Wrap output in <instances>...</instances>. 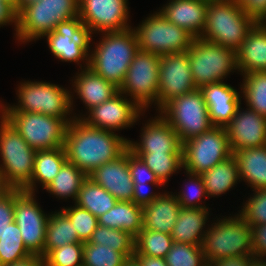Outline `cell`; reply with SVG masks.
Masks as SVG:
<instances>
[{"instance_id": "obj_25", "label": "cell", "mask_w": 266, "mask_h": 266, "mask_svg": "<svg viewBox=\"0 0 266 266\" xmlns=\"http://www.w3.org/2000/svg\"><path fill=\"white\" fill-rule=\"evenodd\" d=\"M180 209L181 206L175 195L160 194L150 204L142 207V229L170 234Z\"/></svg>"}, {"instance_id": "obj_2", "label": "cell", "mask_w": 266, "mask_h": 266, "mask_svg": "<svg viewBox=\"0 0 266 266\" xmlns=\"http://www.w3.org/2000/svg\"><path fill=\"white\" fill-rule=\"evenodd\" d=\"M89 57V68L120 88L136 52L139 50L134 29L105 32Z\"/></svg>"}, {"instance_id": "obj_26", "label": "cell", "mask_w": 266, "mask_h": 266, "mask_svg": "<svg viewBox=\"0 0 266 266\" xmlns=\"http://www.w3.org/2000/svg\"><path fill=\"white\" fill-rule=\"evenodd\" d=\"M74 83L76 89L74 91L89 110L111 99L119 92L118 87L87 66L76 76Z\"/></svg>"}, {"instance_id": "obj_40", "label": "cell", "mask_w": 266, "mask_h": 266, "mask_svg": "<svg viewBox=\"0 0 266 266\" xmlns=\"http://www.w3.org/2000/svg\"><path fill=\"white\" fill-rule=\"evenodd\" d=\"M128 258L100 244L83 243V266H123Z\"/></svg>"}, {"instance_id": "obj_41", "label": "cell", "mask_w": 266, "mask_h": 266, "mask_svg": "<svg viewBox=\"0 0 266 266\" xmlns=\"http://www.w3.org/2000/svg\"><path fill=\"white\" fill-rule=\"evenodd\" d=\"M167 266H206L202 245L174 242L164 257Z\"/></svg>"}, {"instance_id": "obj_50", "label": "cell", "mask_w": 266, "mask_h": 266, "mask_svg": "<svg viewBox=\"0 0 266 266\" xmlns=\"http://www.w3.org/2000/svg\"><path fill=\"white\" fill-rule=\"evenodd\" d=\"M147 184H134L133 187V199L132 202H134L136 205L143 207L146 206L147 204H150L154 199H156L160 193L158 194H153L152 193H145V186Z\"/></svg>"}, {"instance_id": "obj_9", "label": "cell", "mask_w": 266, "mask_h": 266, "mask_svg": "<svg viewBox=\"0 0 266 266\" xmlns=\"http://www.w3.org/2000/svg\"><path fill=\"white\" fill-rule=\"evenodd\" d=\"M189 63L196 88L223 81L237 69L236 52L228 47L194 38L188 49Z\"/></svg>"}, {"instance_id": "obj_47", "label": "cell", "mask_w": 266, "mask_h": 266, "mask_svg": "<svg viewBox=\"0 0 266 266\" xmlns=\"http://www.w3.org/2000/svg\"><path fill=\"white\" fill-rule=\"evenodd\" d=\"M18 188H4L0 191V238L7 225L14 221L15 193Z\"/></svg>"}, {"instance_id": "obj_51", "label": "cell", "mask_w": 266, "mask_h": 266, "mask_svg": "<svg viewBox=\"0 0 266 266\" xmlns=\"http://www.w3.org/2000/svg\"><path fill=\"white\" fill-rule=\"evenodd\" d=\"M253 257L250 256H230L215 260L211 266H250Z\"/></svg>"}, {"instance_id": "obj_20", "label": "cell", "mask_w": 266, "mask_h": 266, "mask_svg": "<svg viewBox=\"0 0 266 266\" xmlns=\"http://www.w3.org/2000/svg\"><path fill=\"white\" fill-rule=\"evenodd\" d=\"M141 143L128 140V150L132 153H182V142L172 126L158 116L142 129Z\"/></svg>"}, {"instance_id": "obj_19", "label": "cell", "mask_w": 266, "mask_h": 266, "mask_svg": "<svg viewBox=\"0 0 266 266\" xmlns=\"http://www.w3.org/2000/svg\"><path fill=\"white\" fill-rule=\"evenodd\" d=\"M225 128L233 154L244 148L266 146V118L252 109L241 112L239 106Z\"/></svg>"}, {"instance_id": "obj_59", "label": "cell", "mask_w": 266, "mask_h": 266, "mask_svg": "<svg viewBox=\"0 0 266 266\" xmlns=\"http://www.w3.org/2000/svg\"><path fill=\"white\" fill-rule=\"evenodd\" d=\"M3 189H4V187H3L2 183H1V180H0V191L3 190Z\"/></svg>"}, {"instance_id": "obj_14", "label": "cell", "mask_w": 266, "mask_h": 266, "mask_svg": "<svg viewBox=\"0 0 266 266\" xmlns=\"http://www.w3.org/2000/svg\"><path fill=\"white\" fill-rule=\"evenodd\" d=\"M91 34L89 27L77 16L60 22L45 37L47 36L49 49L56 58L65 62H79L86 58V65L89 67Z\"/></svg>"}, {"instance_id": "obj_34", "label": "cell", "mask_w": 266, "mask_h": 266, "mask_svg": "<svg viewBox=\"0 0 266 266\" xmlns=\"http://www.w3.org/2000/svg\"><path fill=\"white\" fill-rule=\"evenodd\" d=\"M87 177L83 171L67 161L45 189L59 198L72 197L76 201L82 183Z\"/></svg>"}, {"instance_id": "obj_13", "label": "cell", "mask_w": 266, "mask_h": 266, "mask_svg": "<svg viewBox=\"0 0 266 266\" xmlns=\"http://www.w3.org/2000/svg\"><path fill=\"white\" fill-rule=\"evenodd\" d=\"M161 56L138 50L128 67L119 92L126 93L144 110L157 101Z\"/></svg>"}, {"instance_id": "obj_38", "label": "cell", "mask_w": 266, "mask_h": 266, "mask_svg": "<svg viewBox=\"0 0 266 266\" xmlns=\"http://www.w3.org/2000/svg\"><path fill=\"white\" fill-rule=\"evenodd\" d=\"M243 76L241 88L247 107L266 118V72H251Z\"/></svg>"}, {"instance_id": "obj_53", "label": "cell", "mask_w": 266, "mask_h": 266, "mask_svg": "<svg viewBox=\"0 0 266 266\" xmlns=\"http://www.w3.org/2000/svg\"><path fill=\"white\" fill-rule=\"evenodd\" d=\"M141 266H167L164 258L150 257L144 255H134Z\"/></svg>"}, {"instance_id": "obj_30", "label": "cell", "mask_w": 266, "mask_h": 266, "mask_svg": "<svg viewBox=\"0 0 266 266\" xmlns=\"http://www.w3.org/2000/svg\"><path fill=\"white\" fill-rule=\"evenodd\" d=\"M66 162L67 157L64 147L53 150H37L33 167V175L29 183L22 190L34 193V186L35 183H37L35 181L42 183V187L46 188Z\"/></svg>"}, {"instance_id": "obj_12", "label": "cell", "mask_w": 266, "mask_h": 266, "mask_svg": "<svg viewBox=\"0 0 266 266\" xmlns=\"http://www.w3.org/2000/svg\"><path fill=\"white\" fill-rule=\"evenodd\" d=\"M134 30L139 49L160 56L186 52L194 40L190 33L167 21L160 12L149 16Z\"/></svg>"}, {"instance_id": "obj_39", "label": "cell", "mask_w": 266, "mask_h": 266, "mask_svg": "<svg viewBox=\"0 0 266 266\" xmlns=\"http://www.w3.org/2000/svg\"><path fill=\"white\" fill-rule=\"evenodd\" d=\"M140 157L162 184L169 176L183 168L182 153H133Z\"/></svg>"}, {"instance_id": "obj_24", "label": "cell", "mask_w": 266, "mask_h": 266, "mask_svg": "<svg viewBox=\"0 0 266 266\" xmlns=\"http://www.w3.org/2000/svg\"><path fill=\"white\" fill-rule=\"evenodd\" d=\"M238 71L266 72V23L257 22L236 51Z\"/></svg>"}, {"instance_id": "obj_46", "label": "cell", "mask_w": 266, "mask_h": 266, "mask_svg": "<svg viewBox=\"0 0 266 266\" xmlns=\"http://www.w3.org/2000/svg\"><path fill=\"white\" fill-rule=\"evenodd\" d=\"M129 171L133 184L150 183L153 185H163L145 162L128 150Z\"/></svg>"}, {"instance_id": "obj_7", "label": "cell", "mask_w": 266, "mask_h": 266, "mask_svg": "<svg viewBox=\"0 0 266 266\" xmlns=\"http://www.w3.org/2000/svg\"><path fill=\"white\" fill-rule=\"evenodd\" d=\"M160 111L182 143L213 127L203 92L198 88L171 99Z\"/></svg>"}, {"instance_id": "obj_58", "label": "cell", "mask_w": 266, "mask_h": 266, "mask_svg": "<svg viewBox=\"0 0 266 266\" xmlns=\"http://www.w3.org/2000/svg\"><path fill=\"white\" fill-rule=\"evenodd\" d=\"M4 2H6L7 4H9L17 13V0H2Z\"/></svg>"}, {"instance_id": "obj_17", "label": "cell", "mask_w": 266, "mask_h": 266, "mask_svg": "<svg viewBox=\"0 0 266 266\" xmlns=\"http://www.w3.org/2000/svg\"><path fill=\"white\" fill-rule=\"evenodd\" d=\"M79 17L91 32H114L128 26L127 0H79Z\"/></svg>"}, {"instance_id": "obj_35", "label": "cell", "mask_w": 266, "mask_h": 266, "mask_svg": "<svg viewBox=\"0 0 266 266\" xmlns=\"http://www.w3.org/2000/svg\"><path fill=\"white\" fill-rule=\"evenodd\" d=\"M32 254L27 250L15 221L7 225L0 238V266L23 261Z\"/></svg>"}, {"instance_id": "obj_1", "label": "cell", "mask_w": 266, "mask_h": 266, "mask_svg": "<svg viewBox=\"0 0 266 266\" xmlns=\"http://www.w3.org/2000/svg\"><path fill=\"white\" fill-rule=\"evenodd\" d=\"M74 117L68 124L63 147L67 161L87 176L104 163L118 159L128 150L127 139L113 131L90 127L80 118Z\"/></svg>"}, {"instance_id": "obj_44", "label": "cell", "mask_w": 266, "mask_h": 266, "mask_svg": "<svg viewBox=\"0 0 266 266\" xmlns=\"http://www.w3.org/2000/svg\"><path fill=\"white\" fill-rule=\"evenodd\" d=\"M254 192V196L249 198L240 211V215L250 227L266 223V189Z\"/></svg>"}, {"instance_id": "obj_31", "label": "cell", "mask_w": 266, "mask_h": 266, "mask_svg": "<svg viewBox=\"0 0 266 266\" xmlns=\"http://www.w3.org/2000/svg\"><path fill=\"white\" fill-rule=\"evenodd\" d=\"M206 194L219 196L229 191L240 179L239 166L234 155L201 174Z\"/></svg>"}, {"instance_id": "obj_36", "label": "cell", "mask_w": 266, "mask_h": 266, "mask_svg": "<svg viewBox=\"0 0 266 266\" xmlns=\"http://www.w3.org/2000/svg\"><path fill=\"white\" fill-rule=\"evenodd\" d=\"M91 244H100L123 253L128 259L135 254V237L129 232L98 225L93 232Z\"/></svg>"}, {"instance_id": "obj_56", "label": "cell", "mask_w": 266, "mask_h": 266, "mask_svg": "<svg viewBox=\"0 0 266 266\" xmlns=\"http://www.w3.org/2000/svg\"><path fill=\"white\" fill-rule=\"evenodd\" d=\"M266 259H259V258H255L253 257L251 262H250V266H266Z\"/></svg>"}, {"instance_id": "obj_45", "label": "cell", "mask_w": 266, "mask_h": 266, "mask_svg": "<svg viewBox=\"0 0 266 266\" xmlns=\"http://www.w3.org/2000/svg\"><path fill=\"white\" fill-rule=\"evenodd\" d=\"M186 173L192 177V178L189 177V182L191 183V185L190 186L187 185L188 186L187 188L192 186V188H190L192 190L191 192L188 191V189H186L187 192L183 190L181 194H179L178 196L176 195V198L180 206L183 208H202L204 206L200 205V203L199 204L197 203L200 201L202 196H205V195L207 196L204 180L200 174H193L190 172H186Z\"/></svg>"}, {"instance_id": "obj_3", "label": "cell", "mask_w": 266, "mask_h": 266, "mask_svg": "<svg viewBox=\"0 0 266 266\" xmlns=\"http://www.w3.org/2000/svg\"><path fill=\"white\" fill-rule=\"evenodd\" d=\"M256 23L235 0L209 1L200 38L236 52Z\"/></svg>"}, {"instance_id": "obj_42", "label": "cell", "mask_w": 266, "mask_h": 266, "mask_svg": "<svg viewBox=\"0 0 266 266\" xmlns=\"http://www.w3.org/2000/svg\"><path fill=\"white\" fill-rule=\"evenodd\" d=\"M71 221L78 238L81 242H89L93 232L98 226V218L75 204V207H68L61 210Z\"/></svg>"}, {"instance_id": "obj_5", "label": "cell", "mask_w": 266, "mask_h": 266, "mask_svg": "<svg viewBox=\"0 0 266 266\" xmlns=\"http://www.w3.org/2000/svg\"><path fill=\"white\" fill-rule=\"evenodd\" d=\"M79 16V0H39L17 14L16 37L21 42L39 39L63 21Z\"/></svg>"}, {"instance_id": "obj_27", "label": "cell", "mask_w": 266, "mask_h": 266, "mask_svg": "<svg viewBox=\"0 0 266 266\" xmlns=\"http://www.w3.org/2000/svg\"><path fill=\"white\" fill-rule=\"evenodd\" d=\"M208 213L206 206L202 208L181 207L175 226L170 233L173 241L191 245H202L206 233L202 229L208 219Z\"/></svg>"}, {"instance_id": "obj_29", "label": "cell", "mask_w": 266, "mask_h": 266, "mask_svg": "<svg viewBox=\"0 0 266 266\" xmlns=\"http://www.w3.org/2000/svg\"><path fill=\"white\" fill-rule=\"evenodd\" d=\"M98 225L127 231L136 237L143 228L142 207L134 202L117 201L114 207L98 217Z\"/></svg>"}, {"instance_id": "obj_55", "label": "cell", "mask_w": 266, "mask_h": 266, "mask_svg": "<svg viewBox=\"0 0 266 266\" xmlns=\"http://www.w3.org/2000/svg\"><path fill=\"white\" fill-rule=\"evenodd\" d=\"M39 0H17V14L25 7Z\"/></svg>"}, {"instance_id": "obj_23", "label": "cell", "mask_w": 266, "mask_h": 266, "mask_svg": "<svg viewBox=\"0 0 266 266\" xmlns=\"http://www.w3.org/2000/svg\"><path fill=\"white\" fill-rule=\"evenodd\" d=\"M208 3V0H172L159 12L167 21L198 38L204 31Z\"/></svg>"}, {"instance_id": "obj_21", "label": "cell", "mask_w": 266, "mask_h": 266, "mask_svg": "<svg viewBox=\"0 0 266 266\" xmlns=\"http://www.w3.org/2000/svg\"><path fill=\"white\" fill-rule=\"evenodd\" d=\"M118 201L133 199V179L129 171L128 150L118 159L104 163L88 175Z\"/></svg>"}, {"instance_id": "obj_57", "label": "cell", "mask_w": 266, "mask_h": 266, "mask_svg": "<svg viewBox=\"0 0 266 266\" xmlns=\"http://www.w3.org/2000/svg\"><path fill=\"white\" fill-rule=\"evenodd\" d=\"M123 266H141V264L135 257H131L124 263Z\"/></svg>"}, {"instance_id": "obj_48", "label": "cell", "mask_w": 266, "mask_h": 266, "mask_svg": "<svg viewBox=\"0 0 266 266\" xmlns=\"http://www.w3.org/2000/svg\"><path fill=\"white\" fill-rule=\"evenodd\" d=\"M246 15L256 22H266V0H235Z\"/></svg>"}, {"instance_id": "obj_52", "label": "cell", "mask_w": 266, "mask_h": 266, "mask_svg": "<svg viewBox=\"0 0 266 266\" xmlns=\"http://www.w3.org/2000/svg\"><path fill=\"white\" fill-rule=\"evenodd\" d=\"M13 22L17 25V13L9 4L0 0V25Z\"/></svg>"}, {"instance_id": "obj_16", "label": "cell", "mask_w": 266, "mask_h": 266, "mask_svg": "<svg viewBox=\"0 0 266 266\" xmlns=\"http://www.w3.org/2000/svg\"><path fill=\"white\" fill-rule=\"evenodd\" d=\"M158 75V110L171 99L196 89L188 51L161 55Z\"/></svg>"}, {"instance_id": "obj_8", "label": "cell", "mask_w": 266, "mask_h": 266, "mask_svg": "<svg viewBox=\"0 0 266 266\" xmlns=\"http://www.w3.org/2000/svg\"><path fill=\"white\" fill-rule=\"evenodd\" d=\"M2 116L35 150H53L64 146L68 124L72 119L35 112H2Z\"/></svg>"}, {"instance_id": "obj_33", "label": "cell", "mask_w": 266, "mask_h": 266, "mask_svg": "<svg viewBox=\"0 0 266 266\" xmlns=\"http://www.w3.org/2000/svg\"><path fill=\"white\" fill-rule=\"evenodd\" d=\"M72 243H83L78 238L73 224L62 212L49 215L46 226V240L43 248V258L53 249Z\"/></svg>"}, {"instance_id": "obj_10", "label": "cell", "mask_w": 266, "mask_h": 266, "mask_svg": "<svg viewBox=\"0 0 266 266\" xmlns=\"http://www.w3.org/2000/svg\"><path fill=\"white\" fill-rule=\"evenodd\" d=\"M18 106H1V112H35L47 116L66 118L70 115V91L47 82H24L18 87Z\"/></svg>"}, {"instance_id": "obj_54", "label": "cell", "mask_w": 266, "mask_h": 266, "mask_svg": "<svg viewBox=\"0 0 266 266\" xmlns=\"http://www.w3.org/2000/svg\"><path fill=\"white\" fill-rule=\"evenodd\" d=\"M6 266H45V262L42 256L32 255L23 261Z\"/></svg>"}, {"instance_id": "obj_32", "label": "cell", "mask_w": 266, "mask_h": 266, "mask_svg": "<svg viewBox=\"0 0 266 266\" xmlns=\"http://www.w3.org/2000/svg\"><path fill=\"white\" fill-rule=\"evenodd\" d=\"M117 201L111 193L87 177L82 183L75 204L98 218L114 207Z\"/></svg>"}, {"instance_id": "obj_11", "label": "cell", "mask_w": 266, "mask_h": 266, "mask_svg": "<svg viewBox=\"0 0 266 266\" xmlns=\"http://www.w3.org/2000/svg\"><path fill=\"white\" fill-rule=\"evenodd\" d=\"M233 155L225 127L210 130L182 143L183 168L202 174Z\"/></svg>"}, {"instance_id": "obj_18", "label": "cell", "mask_w": 266, "mask_h": 266, "mask_svg": "<svg viewBox=\"0 0 266 266\" xmlns=\"http://www.w3.org/2000/svg\"><path fill=\"white\" fill-rule=\"evenodd\" d=\"M118 92L111 99L90 109L88 117L81 118L88 126L107 131L123 129L133 125L142 112L134 101L125 99Z\"/></svg>"}, {"instance_id": "obj_49", "label": "cell", "mask_w": 266, "mask_h": 266, "mask_svg": "<svg viewBox=\"0 0 266 266\" xmlns=\"http://www.w3.org/2000/svg\"><path fill=\"white\" fill-rule=\"evenodd\" d=\"M252 249L255 258L266 257V223L251 226Z\"/></svg>"}, {"instance_id": "obj_4", "label": "cell", "mask_w": 266, "mask_h": 266, "mask_svg": "<svg viewBox=\"0 0 266 266\" xmlns=\"http://www.w3.org/2000/svg\"><path fill=\"white\" fill-rule=\"evenodd\" d=\"M0 121V180L4 188L23 189L33 175L37 150L3 117Z\"/></svg>"}, {"instance_id": "obj_43", "label": "cell", "mask_w": 266, "mask_h": 266, "mask_svg": "<svg viewBox=\"0 0 266 266\" xmlns=\"http://www.w3.org/2000/svg\"><path fill=\"white\" fill-rule=\"evenodd\" d=\"M43 259L45 266H83V243L53 249Z\"/></svg>"}, {"instance_id": "obj_28", "label": "cell", "mask_w": 266, "mask_h": 266, "mask_svg": "<svg viewBox=\"0 0 266 266\" xmlns=\"http://www.w3.org/2000/svg\"><path fill=\"white\" fill-rule=\"evenodd\" d=\"M233 155L239 166L240 179L254 190L266 189V146L244 148Z\"/></svg>"}, {"instance_id": "obj_37", "label": "cell", "mask_w": 266, "mask_h": 266, "mask_svg": "<svg viewBox=\"0 0 266 266\" xmlns=\"http://www.w3.org/2000/svg\"><path fill=\"white\" fill-rule=\"evenodd\" d=\"M174 241L170 234L142 229L135 237V254L164 258Z\"/></svg>"}, {"instance_id": "obj_6", "label": "cell", "mask_w": 266, "mask_h": 266, "mask_svg": "<svg viewBox=\"0 0 266 266\" xmlns=\"http://www.w3.org/2000/svg\"><path fill=\"white\" fill-rule=\"evenodd\" d=\"M206 231L202 249L207 264L230 256L254 257L251 227L240 214L221 219Z\"/></svg>"}, {"instance_id": "obj_22", "label": "cell", "mask_w": 266, "mask_h": 266, "mask_svg": "<svg viewBox=\"0 0 266 266\" xmlns=\"http://www.w3.org/2000/svg\"><path fill=\"white\" fill-rule=\"evenodd\" d=\"M200 90L212 125L226 127L241 105L239 92L222 81L205 85Z\"/></svg>"}, {"instance_id": "obj_15", "label": "cell", "mask_w": 266, "mask_h": 266, "mask_svg": "<svg viewBox=\"0 0 266 266\" xmlns=\"http://www.w3.org/2000/svg\"><path fill=\"white\" fill-rule=\"evenodd\" d=\"M34 193L19 189L15 193L14 221L20 229L27 250L43 257L46 240V226L49 216L38 206Z\"/></svg>"}]
</instances>
